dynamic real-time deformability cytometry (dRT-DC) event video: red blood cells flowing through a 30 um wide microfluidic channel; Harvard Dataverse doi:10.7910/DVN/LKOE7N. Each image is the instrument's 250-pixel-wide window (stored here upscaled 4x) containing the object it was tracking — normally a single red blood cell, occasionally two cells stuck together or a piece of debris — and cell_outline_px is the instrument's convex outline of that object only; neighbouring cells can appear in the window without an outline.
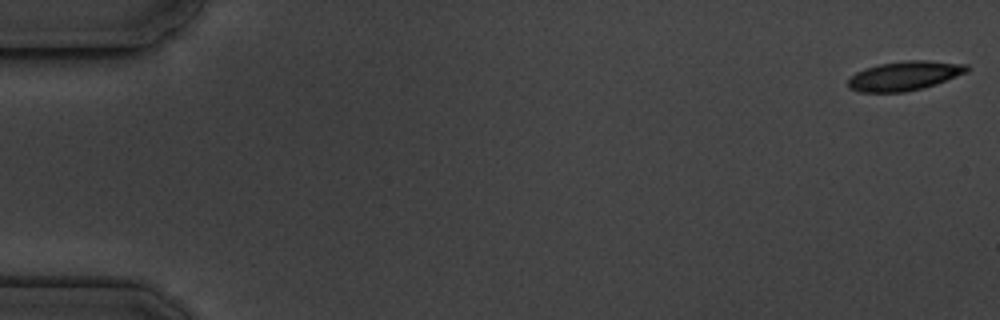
{"species": "common noctule bat (a hibernating species)", "species_latin": "Nyctalus noctula", "temperature_condition": "cold", "stored_images_in_passage": 7, "camera_frame_rate_fps": 3000, "um_per_image_px": 0.085, "animal": {"sex": "male", "body_mass_g": 19.5, "forearm_length_mm": 54.6}, "frame": {"image": 1, "passage_image": 1, "time_ms": 0.0, "image_size_px": [1000, 320], "cell_outline_px": [[972, 68], [968, 72], [936, 84], [924, 88], [904, 92], [860, 92], [848, 88], [848, 80], [856, 72], [864, 68], [880, 64], [908, 60], [928, 60], [968, 64]], "centroid_in_image_um": [76.93, 6.44], "position_along_channel_um": 8.1, "area_um2": 20.46}}
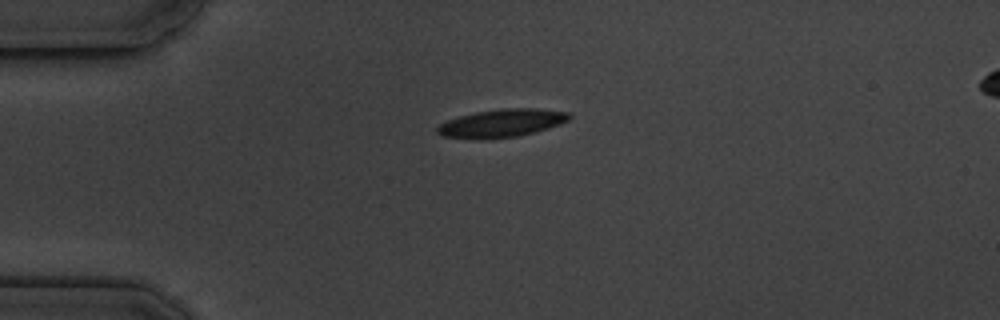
{"frame": {"image": 2, "passage_image": 5, "time_ms": 4.333, "image_size_px": [1000, 320], "cell_outline_px": [[572, 116], [568, 120], [560, 124], [548, 128], [516, 136], [484, 140], [476, 140], [440, 136], [436, 132], [436, 128], [440, 124], [448, 120], [460, 116], [476, 112], [500, 108], [536, 108], [572, 112]], "centroid_in_image_um": [42.63, 10.47], "position_along_channel_um": 42.4, "area_um2": 21.79}}